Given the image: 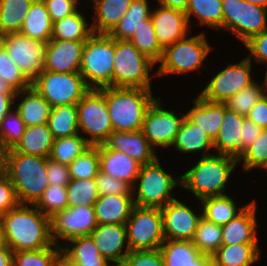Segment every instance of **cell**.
<instances>
[{
    "instance_id": "cell-1",
    "label": "cell",
    "mask_w": 267,
    "mask_h": 266,
    "mask_svg": "<svg viewBox=\"0 0 267 266\" xmlns=\"http://www.w3.org/2000/svg\"><path fill=\"white\" fill-rule=\"evenodd\" d=\"M0 225L5 244L13 252L39 250L54 245L50 217L44 215L33 204L19 203L0 215Z\"/></svg>"
},
{
    "instance_id": "cell-2",
    "label": "cell",
    "mask_w": 267,
    "mask_h": 266,
    "mask_svg": "<svg viewBox=\"0 0 267 266\" xmlns=\"http://www.w3.org/2000/svg\"><path fill=\"white\" fill-rule=\"evenodd\" d=\"M214 154L201 156L194 167L181 175V187L191 191L199 201L225 195L226 184L238 164L234 156Z\"/></svg>"
},
{
    "instance_id": "cell-3",
    "label": "cell",
    "mask_w": 267,
    "mask_h": 266,
    "mask_svg": "<svg viewBox=\"0 0 267 266\" xmlns=\"http://www.w3.org/2000/svg\"><path fill=\"white\" fill-rule=\"evenodd\" d=\"M106 98L113 131H140L146 110L156 99L151 89L104 87L98 89Z\"/></svg>"
},
{
    "instance_id": "cell-4",
    "label": "cell",
    "mask_w": 267,
    "mask_h": 266,
    "mask_svg": "<svg viewBox=\"0 0 267 266\" xmlns=\"http://www.w3.org/2000/svg\"><path fill=\"white\" fill-rule=\"evenodd\" d=\"M47 158L8 151L7 176L20 204H35L49 186Z\"/></svg>"
},
{
    "instance_id": "cell-5",
    "label": "cell",
    "mask_w": 267,
    "mask_h": 266,
    "mask_svg": "<svg viewBox=\"0 0 267 266\" xmlns=\"http://www.w3.org/2000/svg\"><path fill=\"white\" fill-rule=\"evenodd\" d=\"M155 65L129 40L114 39L112 87L152 89L149 72Z\"/></svg>"
},
{
    "instance_id": "cell-6",
    "label": "cell",
    "mask_w": 267,
    "mask_h": 266,
    "mask_svg": "<svg viewBox=\"0 0 267 266\" xmlns=\"http://www.w3.org/2000/svg\"><path fill=\"white\" fill-rule=\"evenodd\" d=\"M135 184L132 188L135 206L163 208L167 203L177 199L171 192L177 186H181V176L173 178L161 167L157 157L153 162L140 167Z\"/></svg>"
},
{
    "instance_id": "cell-7",
    "label": "cell",
    "mask_w": 267,
    "mask_h": 266,
    "mask_svg": "<svg viewBox=\"0 0 267 266\" xmlns=\"http://www.w3.org/2000/svg\"><path fill=\"white\" fill-rule=\"evenodd\" d=\"M114 38L93 33L84 44L80 74L90 89L112 87Z\"/></svg>"
},
{
    "instance_id": "cell-8",
    "label": "cell",
    "mask_w": 267,
    "mask_h": 266,
    "mask_svg": "<svg viewBox=\"0 0 267 266\" xmlns=\"http://www.w3.org/2000/svg\"><path fill=\"white\" fill-rule=\"evenodd\" d=\"M210 48L204 33L178 40L163 49L160 66L152 77L193 72L203 65Z\"/></svg>"
},
{
    "instance_id": "cell-9",
    "label": "cell",
    "mask_w": 267,
    "mask_h": 266,
    "mask_svg": "<svg viewBox=\"0 0 267 266\" xmlns=\"http://www.w3.org/2000/svg\"><path fill=\"white\" fill-rule=\"evenodd\" d=\"M31 86L51 107L77 104L90 90L80 73H57L44 70Z\"/></svg>"
},
{
    "instance_id": "cell-10",
    "label": "cell",
    "mask_w": 267,
    "mask_h": 266,
    "mask_svg": "<svg viewBox=\"0 0 267 266\" xmlns=\"http://www.w3.org/2000/svg\"><path fill=\"white\" fill-rule=\"evenodd\" d=\"M79 133H87L91 146L102 145L113 132L106 98L98 89H90L76 104Z\"/></svg>"
},
{
    "instance_id": "cell-11",
    "label": "cell",
    "mask_w": 267,
    "mask_h": 266,
    "mask_svg": "<svg viewBox=\"0 0 267 266\" xmlns=\"http://www.w3.org/2000/svg\"><path fill=\"white\" fill-rule=\"evenodd\" d=\"M223 29L243 44L267 29V8L245 0H222Z\"/></svg>"
},
{
    "instance_id": "cell-12",
    "label": "cell",
    "mask_w": 267,
    "mask_h": 266,
    "mask_svg": "<svg viewBox=\"0 0 267 266\" xmlns=\"http://www.w3.org/2000/svg\"><path fill=\"white\" fill-rule=\"evenodd\" d=\"M125 225L130 251L159 249L165 240L161 208L134 206Z\"/></svg>"
},
{
    "instance_id": "cell-13",
    "label": "cell",
    "mask_w": 267,
    "mask_h": 266,
    "mask_svg": "<svg viewBox=\"0 0 267 266\" xmlns=\"http://www.w3.org/2000/svg\"><path fill=\"white\" fill-rule=\"evenodd\" d=\"M0 43L31 82L44 71L47 42L31 39L15 32L2 35Z\"/></svg>"
},
{
    "instance_id": "cell-14",
    "label": "cell",
    "mask_w": 267,
    "mask_h": 266,
    "mask_svg": "<svg viewBox=\"0 0 267 266\" xmlns=\"http://www.w3.org/2000/svg\"><path fill=\"white\" fill-rule=\"evenodd\" d=\"M253 61L245 57L239 63L229 64L208 81L199 95L210 102L224 103L241 89L255 82L251 68Z\"/></svg>"
},
{
    "instance_id": "cell-15",
    "label": "cell",
    "mask_w": 267,
    "mask_h": 266,
    "mask_svg": "<svg viewBox=\"0 0 267 266\" xmlns=\"http://www.w3.org/2000/svg\"><path fill=\"white\" fill-rule=\"evenodd\" d=\"M162 107L160 97L156 98L146 110L141 129L155 150L156 147H171L185 118V113L178 117L174 111Z\"/></svg>"
},
{
    "instance_id": "cell-16",
    "label": "cell",
    "mask_w": 267,
    "mask_h": 266,
    "mask_svg": "<svg viewBox=\"0 0 267 266\" xmlns=\"http://www.w3.org/2000/svg\"><path fill=\"white\" fill-rule=\"evenodd\" d=\"M50 224L52 241L58 246L59 239L67 242L74 237L89 236L98 225L94 206L85 205L56 212L50 217Z\"/></svg>"
},
{
    "instance_id": "cell-17",
    "label": "cell",
    "mask_w": 267,
    "mask_h": 266,
    "mask_svg": "<svg viewBox=\"0 0 267 266\" xmlns=\"http://www.w3.org/2000/svg\"><path fill=\"white\" fill-rule=\"evenodd\" d=\"M198 215L189 205L175 199L161 208L163 234L169 240L192 241L202 218V210Z\"/></svg>"
},
{
    "instance_id": "cell-18",
    "label": "cell",
    "mask_w": 267,
    "mask_h": 266,
    "mask_svg": "<svg viewBox=\"0 0 267 266\" xmlns=\"http://www.w3.org/2000/svg\"><path fill=\"white\" fill-rule=\"evenodd\" d=\"M85 41L50 39L46 45L44 70L57 73H79Z\"/></svg>"
},
{
    "instance_id": "cell-19",
    "label": "cell",
    "mask_w": 267,
    "mask_h": 266,
    "mask_svg": "<svg viewBox=\"0 0 267 266\" xmlns=\"http://www.w3.org/2000/svg\"><path fill=\"white\" fill-rule=\"evenodd\" d=\"M151 20L157 40L163 49L189 34L190 25L183 11L159 4L155 10L151 11Z\"/></svg>"
},
{
    "instance_id": "cell-20",
    "label": "cell",
    "mask_w": 267,
    "mask_h": 266,
    "mask_svg": "<svg viewBox=\"0 0 267 266\" xmlns=\"http://www.w3.org/2000/svg\"><path fill=\"white\" fill-rule=\"evenodd\" d=\"M89 236L110 263L124 262L130 253L125 224H98Z\"/></svg>"
},
{
    "instance_id": "cell-21",
    "label": "cell",
    "mask_w": 267,
    "mask_h": 266,
    "mask_svg": "<svg viewBox=\"0 0 267 266\" xmlns=\"http://www.w3.org/2000/svg\"><path fill=\"white\" fill-rule=\"evenodd\" d=\"M103 145L133 158L141 166L153 162L156 150L150 145L142 131H113Z\"/></svg>"
},
{
    "instance_id": "cell-22",
    "label": "cell",
    "mask_w": 267,
    "mask_h": 266,
    "mask_svg": "<svg viewBox=\"0 0 267 266\" xmlns=\"http://www.w3.org/2000/svg\"><path fill=\"white\" fill-rule=\"evenodd\" d=\"M256 201L252 200L243 211L222 225V245L258 243Z\"/></svg>"
},
{
    "instance_id": "cell-23",
    "label": "cell",
    "mask_w": 267,
    "mask_h": 266,
    "mask_svg": "<svg viewBox=\"0 0 267 266\" xmlns=\"http://www.w3.org/2000/svg\"><path fill=\"white\" fill-rule=\"evenodd\" d=\"M100 171L135 185L141 165L133 158L120 151L107 149L103 144L98 145Z\"/></svg>"
},
{
    "instance_id": "cell-24",
    "label": "cell",
    "mask_w": 267,
    "mask_h": 266,
    "mask_svg": "<svg viewBox=\"0 0 267 266\" xmlns=\"http://www.w3.org/2000/svg\"><path fill=\"white\" fill-rule=\"evenodd\" d=\"M192 107L185 116L194 124L199 125L212 140L216 138L225 115V103L210 102L198 95Z\"/></svg>"
},
{
    "instance_id": "cell-25",
    "label": "cell",
    "mask_w": 267,
    "mask_h": 266,
    "mask_svg": "<svg viewBox=\"0 0 267 266\" xmlns=\"http://www.w3.org/2000/svg\"><path fill=\"white\" fill-rule=\"evenodd\" d=\"M15 98L20 102L14 109L19 112L26 127L47 123L52 107L32 86L16 92Z\"/></svg>"
},
{
    "instance_id": "cell-26",
    "label": "cell",
    "mask_w": 267,
    "mask_h": 266,
    "mask_svg": "<svg viewBox=\"0 0 267 266\" xmlns=\"http://www.w3.org/2000/svg\"><path fill=\"white\" fill-rule=\"evenodd\" d=\"M133 195L99 196L94 204L98 224H126L134 207Z\"/></svg>"
},
{
    "instance_id": "cell-27",
    "label": "cell",
    "mask_w": 267,
    "mask_h": 266,
    "mask_svg": "<svg viewBox=\"0 0 267 266\" xmlns=\"http://www.w3.org/2000/svg\"><path fill=\"white\" fill-rule=\"evenodd\" d=\"M244 119L245 116L239 115L235 111L228 108L225 110L222 127L213 140V147L216 150V154H226L234 156L237 159L239 158L241 127Z\"/></svg>"
},
{
    "instance_id": "cell-28",
    "label": "cell",
    "mask_w": 267,
    "mask_h": 266,
    "mask_svg": "<svg viewBox=\"0 0 267 266\" xmlns=\"http://www.w3.org/2000/svg\"><path fill=\"white\" fill-rule=\"evenodd\" d=\"M181 153H196L204 151L202 157L212 155L213 140L199 125L192 123L186 116L171 145Z\"/></svg>"
},
{
    "instance_id": "cell-29",
    "label": "cell",
    "mask_w": 267,
    "mask_h": 266,
    "mask_svg": "<svg viewBox=\"0 0 267 266\" xmlns=\"http://www.w3.org/2000/svg\"><path fill=\"white\" fill-rule=\"evenodd\" d=\"M132 0H92L95 9L92 30L95 34H108L126 14ZM94 3V4H93Z\"/></svg>"
},
{
    "instance_id": "cell-30",
    "label": "cell",
    "mask_w": 267,
    "mask_h": 266,
    "mask_svg": "<svg viewBox=\"0 0 267 266\" xmlns=\"http://www.w3.org/2000/svg\"><path fill=\"white\" fill-rule=\"evenodd\" d=\"M70 242V244H68ZM61 252L79 266H109L90 236L74 237L62 242Z\"/></svg>"
},
{
    "instance_id": "cell-31",
    "label": "cell",
    "mask_w": 267,
    "mask_h": 266,
    "mask_svg": "<svg viewBox=\"0 0 267 266\" xmlns=\"http://www.w3.org/2000/svg\"><path fill=\"white\" fill-rule=\"evenodd\" d=\"M258 243L221 245L212 254L215 266H252L260 259Z\"/></svg>"
},
{
    "instance_id": "cell-32",
    "label": "cell",
    "mask_w": 267,
    "mask_h": 266,
    "mask_svg": "<svg viewBox=\"0 0 267 266\" xmlns=\"http://www.w3.org/2000/svg\"><path fill=\"white\" fill-rule=\"evenodd\" d=\"M53 142V135L45 123L26 127L24 134L13 150L27 155L49 158Z\"/></svg>"
},
{
    "instance_id": "cell-33",
    "label": "cell",
    "mask_w": 267,
    "mask_h": 266,
    "mask_svg": "<svg viewBox=\"0 0 267 266\" xmlns=\"http://www.w3.org/2000/svg\"><path fill=\"white\" fill-rule=\"evenodd\" d=\"M53 22L43 0H35L27 13L19 33L31 39L48 42Z\"/></svg>"
},
{
    "instance_id": "cell-34",
    "label": "cell",
    "mask_w": 267,
    "mask_h": 266,
    "mask_svg": "<svg viewBox=\"0 0 267 266\" xmlns=\"http://www.w3.org/2000/svg\"><path fill=\"white\" fill-rule=\"evenodd\" d=\"M202 204V217L217 225H225L240 214L247 205L239 207L228 194L210 196L200 200Z\"/></svg>"
},
{
    "instance_id": "cell-35",
    "label": "cell",
    "mask_w": 267,
    "mask_h": 266,
    "mask_svg": "<svg viewBox=\"0 0 267 266\" xmlns=\"http://www.w3.org/2000/svg\"><path fill=\"white\" fill-rule=\"evenodd\" d=\"M149 6L148 0H132L126 14L108 35L117 40H128L142 21L151 16L152 9Z\"/></svg>"
},
{
    "instance_id": "cell-36",
    "label": "cell",
    "mask_w": 267,
    "mask_h": 266,
    "mask_svg": "<svg viewBox=\"0 0 267 266\" xmlns=\"http://www.w3.org/2000/svg\"><path fill=\"white\" fill-rule=\"evenodd\" d=\"M83 15L81 11L77 10L70 16L53 22L51 39L62 41L87 40L94 32Z\"/></svg>"
},
{
    "instance_id": "cell-37",
    "label": "cell",
    "mask_w": 267,
    "mask_h": 266,
    "mask_svg": "<svg viewBox=\"0 0 267 266\" xmlns=\"http://www.w3.org/2000/svg\"><path fill=\"white\" fill-rule=\"evenodd\" d=\"M47 125L54 139L78 134L79 127L76 104L52 107Z\"/></svg>"
},
{
    "instance_id": "cell-38",
    "label": "cell",
    "mask_w": 267,
    "mask_h": 266,
    "mask_svg": "<svg viewBox=\"0 0 267 266\" xmlns=\"http://www.w3.org/2000/svg\"><path fill=\"white\" fill-rule=\"evenodd\" d=\"M159 251L164 266H188L202 254L190 240L165 239Z\"/></svg>"
},
{
    "instance_id": "cell-39",
    "label": "cell",
    "mask_w": 267,
    "mask_h": 266,
    "mask_svg": "<svg viewBox=\"0 0 267 266\" xmlns=\"http://www.w3.org/2000/svg\"><path fill=\"white\" fill-rule=\"evenodd\" d=\"M35 0H0V37L19 32Z\"/></svg>"
},
{
    "instance_id": "cell-40",
    "label": "cell",
    "mask_w": 267,
    "mask_h": 266,
    "mask_svg": "<svg viewBox=\"0 0 267 266\" xmlns=\"http://www.w3.org/2000/svg\"><path fill=\"white\" fill-rule=\"evenodd\" d=\"M188 22L193 14L199 23L209 28L223 29L222 0H189L185 11Z\"/></svg>"
},
{
    "instance_id": "cell-41",
    "label": "cell",
    "mask_w": 267,
    "mask_h": 266,
    "mask_svg": "<svg viewBox=\"0 0 267 266\" xmlns=\"http://www.w3.org/2000/svg\"><path fill=\"white\" fill-rule=\"evenodd\" d=\"M90 146L87 142V137L79 133L70 137L57 138L54 139L49 158L56 162L69 165Z\"/></svg>"
},
{
    "instance_id": "cell-42",
    "label": "cell",
    "mask_w": 267,
    "mask_h": 266,
    "mask_svg": "<svg viewBox=\"0 0 267 266\" xmlns=\"http://www.w3.org/2000/svg\"><path fill=\"white\" fill-rule=\"evenodd\" d=\"M128 40L156 64L161 59L163 48L160 46L155 35L151 16L142 21V24L137 30H134V34Z\"/></svg>"
},
{
    "instance_id": "cell-43",
    "label": "cell",
    "mask_w": 267,
    "mask_h": 266,
    "mask_svg": "<svg viewBox=\"0 0 267 266\" xmlns=\"http://www.w3.org/2000/svg\"><path fill=\"white\" fill-rule=\"evenodd\" d=\"M267 93V75L262 84L254 82L249 87L241 89L224 103L228 109L239 115L247 116L254 105Z\"/></svg>"
},
{
    "instance_id": "cell-44",
    "label": "cell",
    "mask_w": 267,
    "mask_h": 266,
    "mask_svg": "<svg viewBox=\"0 0 267 266\" xmlns=\"http://www.w3.org/2000/svg\"><path fill=\"white\" fill-rule=\"evenodd\" d=\"M192 242L202 254L212 255L222 245V227L202 217Z\"/></svg>"
},
{
    "instance_id": "cell-45",
    "label": "cell",
    "mask_w": 267,
    "mask_h": 266,
    "mask_svg": "<svg viewBox=\"0 0 267 266\" xmlns=\"http://www.w3.org/2000/svg\"><path fill=\"white\" fill-rule=\"evenodd\" d=\"M68 207L94 206L99 198L95 178L71 179L66 186Z\"/></svg>"
},
{
    "instance_id": "cell-46",
    "label": "cell",
    "mask_w": 267,
    "mask_h": 266,
    "mask_svg": "<svg viewBox=\"0 0 267 266\" xmlns=\"http://www.w3.org/2000/svg\"><path fill=\"white\" fill-rule=\"evenodd\" d=\"M71 179H93L100 171V159L97 146H90L69 165Z\"/></svg>"
},
{
    "instance_id": "cell-47",
    "label": "cell",
    "mask_w": 267,
    "mask_h": 266,
    "mask_svg": "<svg viewBox=\"0 0 267 266\" xmlns=\"http://www.w3.org/2000/svg\"><path fill=\"white\" fill-rule=\"evenodd\" d=\"M60 252L61 246L55 244L39 250L15 251L13 266H54Z\"/></svg>"
},
{
    "instance_id": "cell-48",
    "label": "cell",
    "mask_w": 267,
    "mask_h": 266,
    "mask_svg": "<svg viewBox=\"0 0 267 266\" xmlns=\"http://www.w3.org/2000/svg\"><path fill=\"white\" fill-rule=\"evenodd\" d=\"M238 164L243 163L244 171L254 168L267 169V128L262 129L256 140L239 156Z\"/></svg>"
},
{
    "instance_id": "cell-49",
    "label": "cell",
    "mask_w": 267,
    "mask_h": 266,
    "mask_svg": "<svg viewBox=\"0 0 267 266\" xmlns=\"http://www.w3.org/2000/svg\"><path fill=\"white\" fill-rule=\"evenodd\" d=\"M0 77L14 91L31 87V81L7 54L5 47L0 43Z\"/></svg>"
},
{
    "instance_id": "cell-50",
    "label": "cell",
    "mask_w": 267,
    "mask_h": 266,
    "mask_svg": "<svg viewBox=\"0 0 267 266\" xmlns=\"http://www.w3.org/2000/svg\"><path fill=\"white\" fill-rule=\"evenodd\" d=\"M26 126L19 112L11 109L0 124V145L7 150L13 149L24 134Z\"/></svg>"
},
{
    "instance_id": "cell-51",
    "label": "cell",
    "mask_w": 267,
    "mask_h": 266,
    "mask_svg": "<svg viewBox=\"0 0 267 266\" xmlns=\"http://www.w3.org/2000/svg\"><path fill=\"white\" fill-rule=\"evenodd\" d=\"M34 206L49 217L64 210L68 207L66 186L49 184Z\"/></svg>"
},
{
    "instance_id": "cell-52",
    "label": "cell",
    "mask_w": 267,
    "mask_h": 266,
    "mask_svg": "<svg viewBox=\"0 0 267 266\" xmlns=\"http://www.w3.org/2000/svg\"><path fill=\"white\" fill-rule=\"evenodd\" d=\"M99 196L104 195H133L132 186L120 179L99 171L95 177Z\"/></svg>"
},
{
    "instance_id": "cell-53",
    "label": "cell",
    "mask_w": 267,
    "mask_h": 266,
    "mask_svg": "<svg viewBox=\"0 0 267 266\" xmlns=\"http://www.w3.org/2000/svg\"><path fill=\"white\" fill-rule=\"evenodd\" d=\"M124 262L127 266H164L159 249L130 251Z\"/></svg>"
},
{
    "instance_id": "cell-54",
    "label": "cell",
    "mask_w": 267,
    "mask_h": 266,
    "mask_svg": "<svg viewBox=\"0 0 267 266\" xmlns=\"http://www.w3.org/2000/svg\"><path fill=\"white\" fill-rule=\"evenodd\" d=\"M243 45L250 52L247 56L248 59L252 61L254 58L255 63H266L267 67V29L251 37ZM265 73L267 75V68Z\"/></svg>"
},
{
    "instance_id": "cell-55",
    "label": "cell",
    "mask_w": 267,
    "mask_h": 266,
    "mask_svg": "<svg viewBox=\"0 0 267 266\" xmlns=\"http://www.w3.org/2000/svg\"><path fill=\"white\" fill-rule=\"evenodd\" d=\"M52 22L70 16L78 10L79 0H43Z\"/></svg>"
},
{
    "instance_id": "cell-56",
    "label": "cell",
    "mask_w": 267,
    "mask_h": 266,
    "mask_svg": "<svg viewBox=\"0 0 267 266\" xmlns=\"http://www.w3.org/2000/svg\"><path fill=\"white\" fill-rule=\"evenodd\" d=\"M47 179L50 185L67 186L71 181L68 165L47 158Z\"/></svg>"
},
{
    "instance_id": "cell-57",
    "label": "cell",
    "mask_w": 267,
    "mask_h": 266,
    "mask_svg": "<svg viewBox=\"0 0 267 266\" xmlns=\"http://www.w3.org/2000/svg\"><path fill=\"white\" fill-rule=\"evenodd\" d=\"M18 204L15 188L6 175L0 179V215L8 212Z\"/></svg>"
},
{
    "instance_id": "cell-58",
    "label": "cell",
    "mask_w": 267,
    "mask_h": 266,
    "mask_svg": "<svg viewBox=\"0 0 267 266\" xmlns=\"http://www.w3.org/2000/svg\"><path fill=\"white\" fill-rule=\"evenodd\" d=\"M262 128L245 117L241 127L240 155L256 140Z\"/></svg>"
},
{
    "instance_id": "cell-59",
    "label": "cell",
    "mask_w": 267,
    "mask_h": 266,
    "mask_svg": "<svg viewBox=\"0 0 267 266\" xmlns=\"http://www.w3.org/2000/svg\"><path fill=\"white\" fill-rule=\"evenodd\" d=\"M246 118L262 129L267 128V93L252 107Z\"/></svg>"
},
{
    "instance_id": "cell-60",
    "label": "cell",
    "mask_w": 267,
    "mask_h": 266,
    "mask_svg": "<svg viewBox=\"0 0 267 266\" xmlns=\"http://www.w3.org/2000/svg\"><path fill=\"white\" fill-rule=\"evenodd\" d=\"M15 94L16 93H0V124L6 114L16 106L14 102Z\"/></svg>"
},
{
    "instance_id": "cell-61",
    "label": "cell",
    "mask_w": 267,
    "mask_h": 266,
    "mask_svg": "<svg viewBox=\"0 0 267 266\" xmlns=\"http://www.w3.org/2000/svg\"><path fill=\"white\" fill-rule=\"evenodd\" d=\"M157 1H158V4L162 6L180 10L183 12L186 11L188 7V3H189V0H157Z\"/></svg>"
},
{
    "instance_id": "cell-62",
    "label": "cell",
    "mask_w": 267,
    "mask_h": 266,
    "mask_svg": "<svg viewBox=\"0 0 267 266\" xmlns=\"http://www.w3.org/2000/svg\"><path fill=\"white\" fill-rule=\"evenodd\" d=\"M0 266H13V250L6 244L0 248Z\"/></svg>"
},
{
    "instance_id": "cell-63",
    "label": "cell",
    "mask_w": 267,
    "mask_h": 266,
    "mask_svg": "<svg viewBox=\"0 0 267 266\" xmlns=\"http://www.w3.org/2000/svg\"><path fill=\"white\" fill-rule=\"evenodd\" d=\"M8 151L0 145V179L7 175Z\"/></svg>"
},
{
    "instance_id": "cell-64",
    "label": "cell",
    "mask_w": 267,
    "mask_h": 266,
    "mask_svg": "<svg viewBox=\"0 0 267 266\" xmlns=\"http://www.w3.org/2000/svg\"><path fill=\"white\" fill-rule=\"evenodd\" d=\"M188 266H215L212 256L208 254H201L192 264Z\"/></svg>"
},
{
    "instance_id": "cell-65",
    "label": "cell",
    "mask_w": 267,
    "mask_h": 266,
    "mask_svg": "<svg viewBox=\"0 0 267 266\" xmlns=\"http://www.w3.org/2000/svg\"><path fill=\"white\" fill-rule=\"evenodd\" d=\"M54 266H79L76 262H73L66 257L62 252L59 253Z\"/></svg>"
},
{
    "instance_id": "cell-66",
    "label": "cell",
    "mask_w": 267,
    "mask_h": 266,
    "mask_svg": "<svg viewBox=\"0 0 267 266\" xmlns=\"http://www.w3.org/2000/svg\"><path fill=\"white\" fill-rule=\"evenodd\" d=\"M0 93H16L14 92L0 77Z\"/></svg>"
},
{
    "instance_id": "cell-67",
    "label": "cell",
    "mask_w": 267,
    "mask_h": 266,
    "mask_svg": "<svg viewBox=\"0 0 267 266\" xmlns=\"http://www.w3.org/2000/svg\"><path fill=\"white\" fill-rule=\"evenodd\" d=\"M245 1L260 7L267 8V0H245Z\"/></svg>"
},
{
    "instance_id": "cell-68",
    "label": "cell",
    "mask_w": 267,
    "mask_h": 266,
    "mask_svg": "<svg viewBox=\"0 0 267 266\" xmlns=\"http://www.w3.org/2000/svg\"><path fill=\"white\" fill-rule=\"evenodd\" d=\"M4 245H5V241H4V236H3V233H2V228H1V225H0V248H2Z\"/></svg>"
},
{
    "instance_id": "cell-69",
    "label": "cell",
    "mask_w": 267,
    "mask_h": 266,
    "mask_svg": "<svg viewBox=\"0 0 267 266\" xmlns=\"http://www.w3.org/2000/svg\"><path fill=\"white\" fill-rule=\"evenodd\" d=\"M112 265V263L111 264H109V266H111ZM112 266H127L126 265V263L125 262H121V263H113V265Z\"/></svg>"
}]
</instances>
